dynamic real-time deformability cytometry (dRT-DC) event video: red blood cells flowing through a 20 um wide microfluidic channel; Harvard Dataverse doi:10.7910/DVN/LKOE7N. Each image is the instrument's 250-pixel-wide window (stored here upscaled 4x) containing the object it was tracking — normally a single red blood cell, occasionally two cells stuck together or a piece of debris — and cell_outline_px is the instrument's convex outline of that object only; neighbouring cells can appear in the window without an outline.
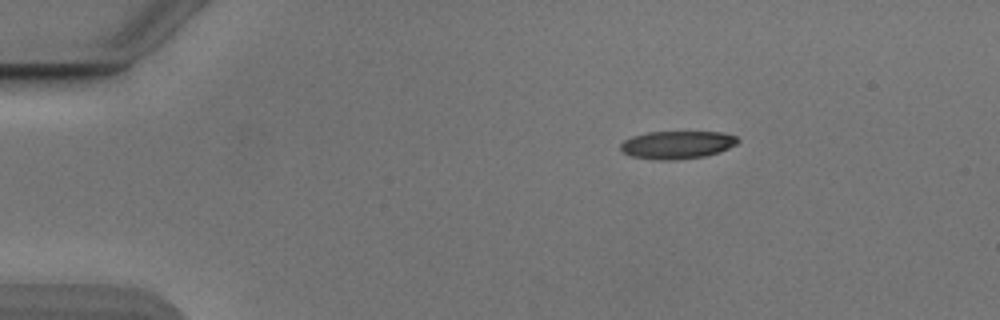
{"species": "Egyptian fruit bat (a non-hibernating species)", "species_latin": "Rousettus aegyptiacus", "temperature_condition": "cold", "stored_images_in_passage": 45, "camera_frame_rate_fps": 3000, "um_per_image_px": 0.085, "animal": {"sex": "male"}, "frame": {"image": 1, "passage_image": 1, "time_ms": 0.0, "image_size_px": [1000, 320], "cell_outline_px": [[740, 140], [736, 144], [720, 152], [704, 156], [672, 160], [660, 160], [632, 156], [624, 152], [620, 148], [620, 144], [624, 140], [632, 136], [648, 132], [724, 132], [736, 136]], "centroid_in_image_um": [57.57, 12.3], "position_along_channel_um": 27.4, "area_um2": 18.96}}
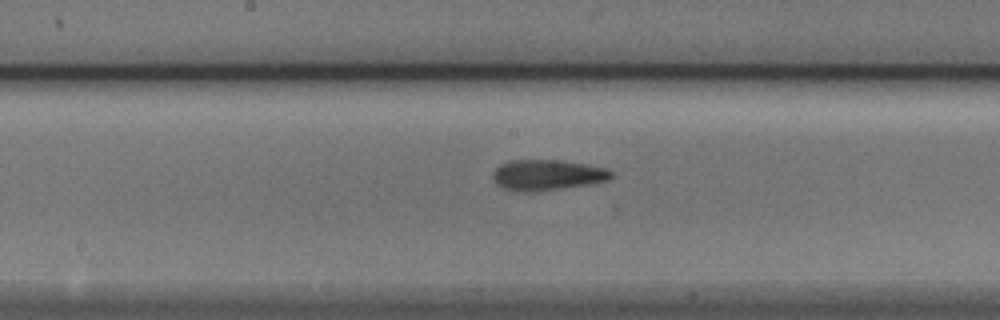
{"frame": {"image": 2, "passage_image": 20, "time_ms": 6.333, "image_size_px": [1000, 320], "cell_outline_px": [[612, 176], [608, 180], [588, 184], [532, 192], [516, 192], [500, 188], [492, 180], [492, 172], [500, 164], [508, 160], [560, 160], [608, 168], [612, 172]], "centroid_in_image_um": [46.43, 14.88], "position_along_channel_um": 201.8, "area_um2": 21.33}}
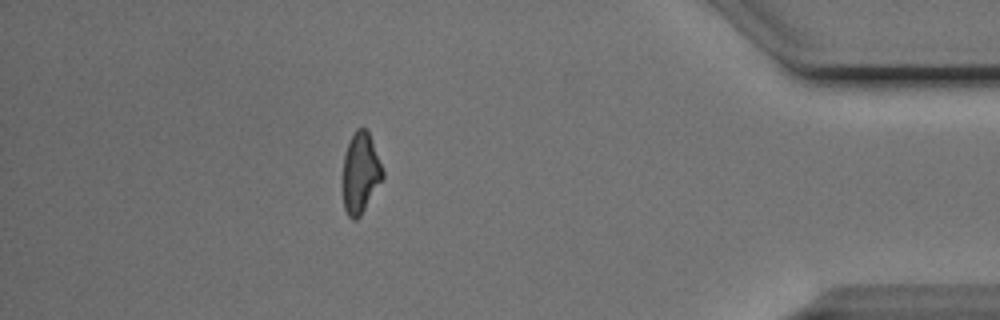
{"frame": {"image": 3, "passage_image": 39, "time_ms": 12.667, "image_size_px": [1000, 320], "cell_outline_px": [[384, 176], [360, 216], [356, 220], [352, 220], [348, 216], [344, 208], [344, 156], [352, 132], [356, 128], [364, 128], [368, 132], [372, 140], [384, 172]], "centroid_in_image_um": [30.64, 14.69], "position_along_channel_um": 404.6, "area_um2": 18.38}, "authors_computed_cell_mechanics": {"area_um2": 19.941, "velocity_mm_per_s": 3.8827, "shape_relaxation_time_tau1_ms": 3.7324, "shape_relaxation_time_tau2_ms": 2.519, "deformation_change_tau1": 0.1491, "deformation_change_tau2": 0.1187}}